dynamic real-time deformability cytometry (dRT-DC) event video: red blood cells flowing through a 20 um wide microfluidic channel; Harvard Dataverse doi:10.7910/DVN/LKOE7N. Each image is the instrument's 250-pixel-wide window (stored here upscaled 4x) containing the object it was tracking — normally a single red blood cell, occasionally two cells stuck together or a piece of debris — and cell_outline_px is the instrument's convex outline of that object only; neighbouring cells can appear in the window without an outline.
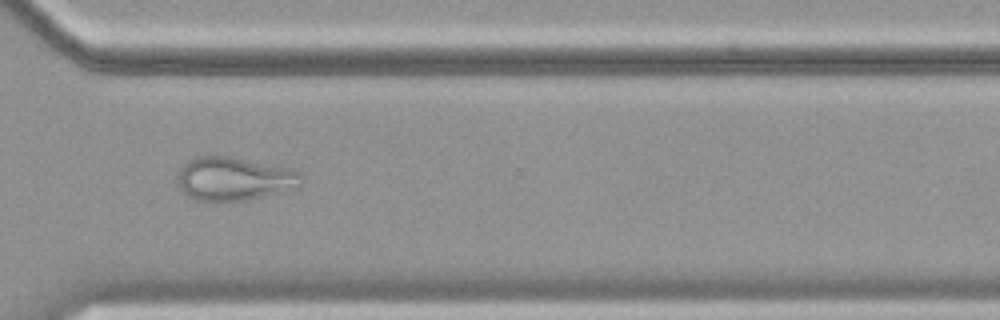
{"species": "common noctule bat (a hibernating species)", "species_latin": "Nyctalus noctula", "temperature_condition": "cold", "stored_images_in_passage": 56, "camera_frame_rate_fps": 3000, "um_per_image_px": 0.085, "animal": {"sex": "female", "body_mass_g": 19.9}, "frame": {"image": 1, "passage_image": 41, "time_ms": 13.333, "image_size_px": [1000, 320], "cell_outline_px": [[304, 176], [300, 184], [260, 196], [244, 200], [196, 200], [188, 196], [180, 188], [176, 176], [180, 168], [188, 160], [196, 156], [228, 156], [288, 168], [300, 172]], "centroid_in_image_um": [19.81, 15.16], "position_along_channel_um": 350.8, "area_um2": 30.52}}
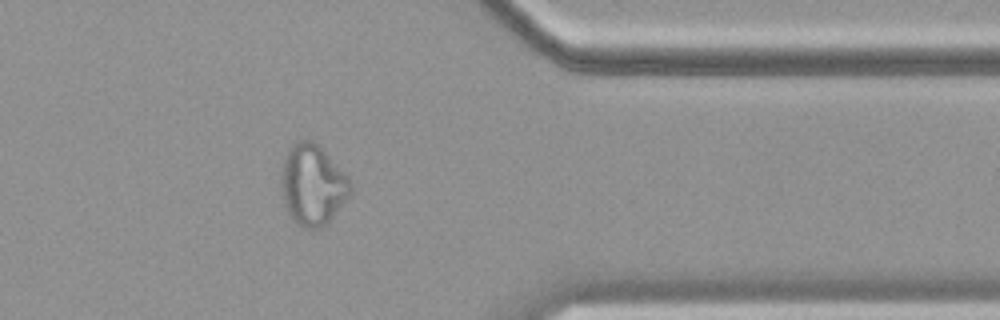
{"frame": {"image": 2, "passage_image": 45, "time_ms": 14.667, "image_size_px": [1000, 320], "cell_outline_px": [[352, 192], [328, 224], [320, 228], [304, 228], [296, 224], [284, 208], [280, 184], [280, 176], [284, 156], [288, 148], [296, 140], [312, 140], [352, 180]], "centroid_in_image_um": [26.55, 15.74], "position_along_channel_um": 384.9, "area_um2": 33.0}}